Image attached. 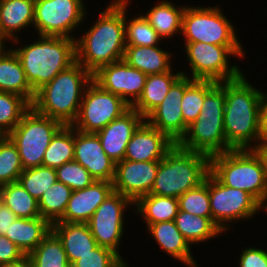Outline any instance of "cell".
I'll return each mask as SVG.
<instances>
[{"instance_id": "2e32d148", "label": "cell", "mask_w": 267, "mask_h": 267, "mask_svg": "<svg viewBox=\"0 0 267 267\" xmlns=\"http://www.w3.org/2000/svg\"><path fill=\"white\" fill-rule=\"evenodd\" d=\"M158 169L159 161L122 160L116 163L113 190L135 203L141 196L150 194Z\"/></svg>"}, {"instance_id": "b9f144b4", "label": "cell", "mask_w": 267, "mask_h": 267, "mask_svg": "<svg viewBox=\"0 0 267 267\" xmlns=\"http://www.w3.org/2000/svg\"><path fill=\"white\" fill-rule=\"evenodd\" d=\"M57 181L69 186L73 191L90 186L95 180L78 162L70 161L56 169Z\"/></svg>"}, {"instance_id": "cb8c5ba5", "label": "cell", "mask_w": 267, "mask_h": 267, "mask_svg": "<svg viewBox=\"0 0 267 267\" xmlns=\"http://www.w3.org/2000/svg\"><path fill=\"white\" fill-rule=\"evenodd\" d=\"M35 0H1L0 31L14 45L20 41L17 31L34 24ZM29 25V26H28ZM16 33V34H15ZM13 40V41H12Z\"/></svg>"}, {"instance_id": "9c48e42d", "label": "cell", "mask_w": 267, "mask_h": 267, "mask_svg": "<svg viewBox=\"0 0 267 267\" xmlns=\"http://www.w3.org/2000/svg\"><path fill=\"white\" fill-rule=\"evenodd\" d=\"M231 21L216 7H185L181 33L185 42L242 46Z\"/></svg>"}, {"instance_id": "ab89813d", "label": "cell", "mask_w": 267, "mask_h": 267, "mask_svg": "<svg viewBox=\"0 0 267 267\" xmlns=\"http://www.w3.org/2000/svg\"><path fill=\"white\" fill-rule=\"evenodd\" d=\"M18 182L32 197L39 200L42 194L57 182L56 169L43 165L25 169Z\"/></svg>"}, {"instance_id": "83f0119b", "label": "cell", "mask_w": 267, "mask_h": 267, "mask_svg": "<svg viewBox=\"0 0 267 267\" xmlns=\"http://www.w3.org/2000/svg\"><path fill=\"white\" fill-rule=\"evenodd\" d=\"M171 71L147 76L143 92L131 106L144 119L165 99L172 85L182 76L183 71Z\"/></svg>"}, {"instance_id": "4316f807", "label": "cell", "mask_w": 267, "mask_h": 267, "mask_svg": "<svg viewBox=\"0 0 267 267\" xmlns=\"http://www.w3.org/2000/svg\"><path fill=\"white\" fill-rule=\"evenodd\" d=\"M52 225L44 218H16L5 236L27 256L50 233Z\"/></svg>"}, {"instance_id": "d6986e66", "label": "cell", "mask_w": 267, "mask_h": 267, "mask_svg": "<svg viewBox=\"0 0 267 267\" xmlns=\"http://www.w3.org/2000/svg\"><path fill=\"white\" fill-rule=\"evenodd\" d=\"M145 119L132 107L96 132L102 148L115 163L124 160L127 144Z\"/></svg>"}, {"instance_id": "8fae6325", "label": "cell", "mask_w": 267, "mask_h": 267, "mask_svg": "<svg viewBox=\"0 0 267 267\" xmlns=\"http://www.w3.org/2000/svg\"><path fill=\"white\" fill-rule=\"evenodd\" d=\"M131 106L92 80L85 89L79 113L71 125L85 133H96L120 117Z\"/></svg>"}, {"instance_id": "7402d4cb", "label": "cell", "mask_w": 267, "mask_h": 267, "mask_svg": "<svg viewBox=\"0 0 267 267\" xmlns=\"http://www.w3.org/2000/svg\"><path fill=\"white\" fill-rule=\"evenodd\" d=\"M52 231L62 241L71 265L98 246L87 223L55 222Z\"/></svg>"}, {"instance_id": "7dc6e473", "label": "cell", "mask_w": 267, "mask_h": 267, "mask_svg": "<svg viewBox=\"0 0 267 267\" xmlns=\"http://www.w3.org/2000/svg\"><path fill=\"white\" fill-rule=\"evenodd\" d=\"M17 216L3 203L0 205V235L5 236Z\"/></svg>"}, {"instance_id": "4fadbf2b", "label": "cell", "mask_w": 267, "mask_h": 267, "mask_svg": "<svg viewBox=\"0 0 267 267\" xmlns=\"http://www.w3.org/2000/svg\"><path fill=\"white\" fill-rule=\"evenodd\" d=\"M86 14L83 0H35L33 27L41 36L76 39L71 32Z\"/></svg>"}, {"instance_id": "f35d334b", "label": "cell", "mask_w": 267, "mask_h": 267, "mask_svg": "<svg viewBox=\"0 0 267 267\" xmlns=\"http://www.w3.org/2000/svg\"><path fill=\"white\" fill-rule=\"evenodd\" d=\"M16 145L8 136L0 138V186L18 182L23 172Z\"/></svg>"}, {"instance_id": "681fc988", "label": "cell", "mask_w": 267, "mask_h": 267, "mask_svg": "<svg viewBox=\"0 0 267 267\" xmlns=\"http://www.w3.org/2000/svg\"><path fill=\"white\" fill-rule=\"evenodd\" d=\"M1 267H33L31 260L25 256L21 261Z\"/></svg>"}, {"instance_id": "4dcf8cb0", "label": "cell", "mask_w": 267, "mask_h": 267, "mask_svg": "<svg viewBox=\"0 0 267 267\" xmlns=\"http://www.w3.org/2000/svg\"><path fill=\"white\" fill-rule=\"evenodd\" d=\"M174 222L190 245L209 241L222 234L220 228L212 221V217L194 216L178 210Z\"/></svg>"}, {"instance_id": "7bdbcfd3", "label": "cell", "mask_w": 267, "mask_h": 267, "mask_svg": "<svg viewBox=\"0 0 267 267\" xmlns=\"http://www.w3.org/2000/svg\"><path fill=\"white\" fill-rule=\"evenodd\" d=\"M71 267H129L128 263L111 249L97 246L76 260Z\"/></svg>"}, {"instance_id": "d6a6232c", "label": "cell", "mask_w": 267, "mask_h": 267, "mask_svg": "<svg viewBox=\"0 0 267 267\" xmlns=\"http://www.w3.org/2000/svg\"><path fill=\"white\" fill-rule=\"evenodd\" d=\"M2 203L7 206L17 218L31 219L40 217L38 200L32 197L19 182L0 186Z\"/></svg>"}, {"instance_id": "60d3db41", "label": "cell", "mask_w": 267, "mask_h": 267, "mask_svg": "<svg viewBox=\"0 0 267 267\" xmlns=\"http://www.w3.org/2000/svg\"><path fill=\"white\" fill-rule=\"evenodd\" d=\"M179 210L199 215L212 217L209 196V174L199 186L192 188L178 197Z\"/></svg>"}, {"instance_id": "d590c367", "label": "cell", "mask_w": 267, "mask_h": 267, "mask_svg": "<svg viewBox=\"0 0 267 267\" xmlns=\"http://www.w3.org/2000/svg\"><path fill=\"white\" fill-rule=\"evenodd\" d=\"M72 189L57 181L45 191L38 200V208L42 218L51 225L58 222L65 213Z\"/></svg>"}, {"instance_id": "d4e9b609", "label": "cell", "mask_w": 267, "mask_h": 267, "mask_svg": "<svg viewBox=\"0 0 267 267\" xmlns=\"http://www.w3.org/2000/svg\"><path fill=\"white\" fill-rule=\"evenodd\" d=\"M0 91L22 96L30 104L35 98L36 92L26 78L21 61L10 48L0 54Z\"/></svg>"}, {"instance_id": "6da1fadb", "label": "cell", "mask_w": 267, "mask_h": 267, "mask_svg": "<svg viewBox=\"0 0 267 267\" xmlns=\"http://www.w3.org/2000/svg\"><path fill=\"white\" fill-rule=\"evenodd\" d=\"M125 47V0H112L93 26L75 39L76 61L93 75L123 60Z\"/></svg>"}, {"instance_id": "74e56055", "label": "cell", "mask_w": 267, "mask_h": 267, "mask_svg": "<svg viewBox=\"0 0 267 267\" xmlns=\"http://www.w3.org/2000/svg\"><path fill=\"white\" fill-rule=\"evenodd\" d=\"M30 107L24 97L0 91V135L7 136Z\"/></svg>"}, {"instance_id": "5b68a950", "label": "cell", "mask_w": 267, "mask_h": 267, "mask_svg": "<svg viewBox=\"0 0 267 267\" xmlns=\"http://www.w3.org/2000/svg\"><path fill=\"white\" fill-rule=\"evenodd\" d=\"M210 173V157L181 148L177 143L159 161L150 194L178 198L199 186Z\"/></svg>"}, {"instance_id": "ee69618b", "label": "cell", "mask_w": 267, "mask_h": 267, "mask_svg": "<svg viewBox=\"0 0 267 267\" xmlns=\"http://www.w3.org/2000/svg\"><path fill=\"white\" fill-rule=\"evenodd\" d=\"M26 255L6 236L0 235V267L21 261Z\"/></svg>"}, {"instance_id": "9a60e30c", "label": "cell", "mask_w": 267, "mask_h": 267, "mask_svg": "<svg viewBox=\"0 0 267 267\" xmlns=\"http://www.w3.org/2000/svg\"><path fill=\"white\" fill-rule=\"evenodd\" d=\"M147 76L124 60H120L101 67L93 74V80L132 106L142 94Z\"/></svg>"}, {"instance_id": "30bf717a", "label": "cell", "mask_w": 267, "mask_h": 267, "mask_svg": "<svg viewBox=\"0 0 267 267\" xmlns=\"http://www.w3.org/2000/svg\"><path fill=\"white\" fill-rule=\"evenodd\" d=\"M185 53L191 66V79L223 82L238 78L242 71L229 65L228 57L244 58L242 46H219L202 42H184Z\"/></svg>"}, {"instance_id": "ffe728a7", "label": "cell", "mask_w": 267, "mask_h": 267, "mask_svg": "<svg viewBox=\"0 0 267 267\" xmlns=\"http://www.w3.org/2000/svg\"><path fill=\"white\" fill-rule=\"evenodd\" d=\"M175 144L165 133L144 121L127 144L124 160L160 161Z\"/></svg>"}, {"instance_id": "44dd1931", "label": "cell", "mask_w": 267, "mask_h": 267, "mask_svg": "<svg viewBox=\"0 0 267 267\" xmlns=\"http://www.w3.org/2000/svg\"><path fill=\"white\" fill-rule=\"evenodd\" d=\"M113 191V182L108 181H94L84 189L72 191L65 213L58 222L87 223Z\"/></svg>"}, {"instance_id": "836d02e7", "label": "cell", "mask_w": 267, "mask_h": 267, "mask_svg": "<svg viewBox=\"0 0 267 267\" xmlns=\"http://www.w3.org/2000/svg\"><path fill=\"white\" fill-rule=\"evenodd\" d=\"M27 257L33 267H71L62 241L52 230Z\"/></svg>"}, {"instance_id": "277c9868", "label": "cell", "mask_w": 267, "mask_h": 267, "mask_svg": "<svg viewBox=\"0 0 267 267\" xmlns=\"http://www.w3.org/2000/svg\"><path fill=\"white\" fill-rule=\"evenodd\" d=\"M38 37L35 42L13 48L35 92L76 61L75 39Z\"/></svg>"}, {"instance_id": "e575fe53", "label": "cell", "mask_w": 267, "mask_h": 267, "mask_svg": "<svg viewBox=\"0 0 267 267\" xmlns=\"http://www.w3.org/2000/svg\"><path fill=\"white\" fill-rule=\"evenodd\" d=\"M75 129L63 126L52 138L42 160V165L53 169L73 161Z\"/></svg>"}, {"instance_id": "f6af8a7d", "label": "cell", "mask_w": 267, "mask_h": 267, "mask_svg": "<svg viewBox=\"0 0 267 267\" xmlns=\"http://www.w3.org/2000/svg\"><path fill=\"white\" fill-rule=\"evenodd\" d=\"M239 267H267V251L248 247L241 251Z\"/></svg>"}, {"instance_id": "3957f363", "label": "cell", "mask_w": 267, "mask_h": 267, "mask_svg": "<svg viewBox=\"0 0 267 267\" xmlns=\"http://www.w3.org/2000/svg\"><path fill=\"white\" fill-rule=\"evenodd\" d=\"M93 75L75 61L35 93L31 106L40 114L71 126L77 119L80 104Z\"/></svg>"}, {"instance_id": "5bb4252c", "label": "cell", "mask_w": 267, "mask_h": 267, "mask_svg": "<svg viewBox=\"0 0 267 267\" xmlns=\"http://www.w3.org/2000/svg\"><path fill=\"white\" fill-rule=\"evenodd\" d=\"M133 202L120 193L112 192L87 222L97 245L111 249L120 257L119 245L124 232V212Z\"/></svg>"}, {"instance_id": "f1b7e54d", "label": "cell", "mask_w": 267, "mask_h": 267, "mask_svg": "<svg viewBox=\"0 0 267 267\" xmlns=\"http://www.w3.org/2000/svg\"><path fill=\"white\" fill-rule=\"evenodd\" d=\"M172 3L161 0L144 15L162 39H170L181 32L182 15L186 6L179 7Z\"/></svg>"}, {"instance_id": "8992f818", "label": "cell", "mask_w": 267, "mask_h": 267, "mask_svg": "<svg viewBox=\"0 0 267 267\" xmlns=\"http://www.w3.org/2000/svg\"><path fill=\"white\" fill-rule=\"evenodd\" d=\"M225 81L218 82L204 97L195 121L188 125L186 134L177 143L181 148L212 157L227 151L223 127Z\"/></svg>"}, {"instance_id": "7c38bea8", "label": "cell", "mask_w": 267, "mask_h": 267, "mask_svg": "<svg viewBox=\"0 0 267 267\" xmlns=\"http://www.w3.org/2000/svg\"><path fill=\"white\" fill-rule=\"evenodd\" d=\"M209 196L212 221L222 232L229 230V222L251 219L259 210H265L251 194L223 185L211 172L209 173Z\"/></svg>"}, {"instance_id": "7a4b0ae2", "label": "cell", "mask_w": 267, "mask_h": 267, "mask_svg": "<svg viewBox=\"0 0 267 267\" xmlns=\"http://www.w3.org/2000/svg\"><path fill=\"white\" fill-rule=\"evenodd\" d=\"M264 94L255 88L243 73L236 79L225 81L223 127L227 151L252 149L258 145Z\"/></svg>"}, {"instance_id": "e0dca14e", "label": "cell", "mask_w": 267, "mask_h": 267, "mask_svg": "<svg viewBox=\"0 0 267 267\" xmlns=\"http://www.w3.org/2000/svg\"><path fill=\"white\" fill-rule=\"evenodd\" d=\"M183 95L184 76L182 75L172 85L165 99L145 118L149 125L165 133L175 143L181 140L188 129L181 109Z\"/></svg>"}, {"instance_id": "603a6c76", "label": "cell", "mask_w": 267, "mask_h": 267, "mask_svg": "<svg viewBox=\"0 0 267 267\" xmlns=\"http://www.w3.org/2000/svg\"><path fill=\"white\" fill-rule=\"evenodd\" d=\"M146 226L155 242L165 253L179 260L185 266L197 267V262L191 255V245L176 227L174 220L147 224Z\"/></svg>"}, {"instance_id": "f907efd6", "label": "cell", "mask_w": 267, "mask_h": 267, "mask_svg": "<svg viewBox=\"0 0 267 267\" xmlns=\"http://www.w3.org/2000/svg\"><path fill=\"white\" fill-rule=\"evenodd\" d=\"M7 38L2 34V32L0 31V54H2L3 52H5L7 49L5 48V43L7 42ZM6 41V42H5Z\"/></svg>"}, {"instance_id": "ac0fdd59", "label": "cell", "mask_w": 267, "mask_h": 267, "mask_svg": "<svg viewBox=\"0 0 267 267\" xmlns=\"http://www.w3.org/2000/svg\"><path fill=\"white\" fill-rule=\"evenodd\" d=\"M73 160L81 164L95 181L113 182L116 163L104 152L96 133L75 129Z\"/></svg>"}, {"instance_id": "c3c4849f", "label": "cell", "mask_w": 267, "mask_h": 267, "mask_svg": "<svg viewBox=\"0 0 267 267\" xmlns=\"http://www.w3.org/2000/svg\"><path fill=\"white\" fill-rule=\"evenodd\" d=\"M252 149L257 153V155L260 157L262 161L267 181V144H258L256 147H253Z\"/></svg>"}, {"instance_id": "bcb514c9", "label": "cell", "mask_w": 267, "mask_h": 267, "mask_svg": "<svg viewBox=\"0 0 267 267\" xmlns=\"http://www.w3.org/2000/svg\"><path fill=\"white\" fill-rule=\"evenodd\" d=\"M258 144H267V93L262 97Z\"/></svg>"}, {"instance_id": "484cf974", "label": "cell", "mask_w": 267, "mask_h": 267, "mask_svg": "<svg viewBox=\"0 0 267 267\" xmlns=\"http://www.w3.org/2000/svg\"><path fill=\"white\" fill-rule=\"evenodd\" d=\"M172 54L155 46H126L123 60L146 75L171 71ZM171 66V67H170Z\"/></svg>"}, {"instance_id": "8d00e7d4", "label": "cell", "mask_w": 267, "mask_h": 267, "mask_svg": "<svg viewBox=\"0 0 267 267\" xmlns=\"http://www.w3.org/2000/svg\"><path fill=\"white\" fill-rule=\"evenodd\" d=\"M130 0H125V42L126 46H155L162 38L149 24L143 14L127 17V7ZM128 4V5H127ZM127 18V19H126ZM130 20V21H129Z\"/></svg>"}, {"instance_id": "1f68e13d", "label": "cell", "mask_w": 267, "mask_h": 267, "mask_svg": "<svg viewBox=\"0 0 267 267\" xmlns=\"http://www.w3.org/2000/svg\"><path fill=\"white\" fill-rule=\"evenodd\" d=\"M184 95L181 102L184 123L188 126L197 119L201 111L205 95L218 83L212 80L191 79L185 71Z\"/></svg>"}, {"instance_id": "f546056e", "label": "cell", "mask_w": 267, "mask_h": 267, "mask_svg": "<svg viewBox=\"0 0 267 267\" xmlns=\"http://www.w3.org/2000/svg\"><path fill=\"white\" fill-rule=\"evenodd\" d=\"M134 205L146 224L173 221L179 210L178 198L155 194L141 196Z\"/></svg>"}, {"instance_id": "52a82bcc", "label": "cell", "mask_w": 267, "mask_h": 267, "mask_svg": "<svg viewBox=\"0 0 267 267\" xmlns=\"http://www.w3.org/2000/svg\"><path fill=\"white\" fill-rule=\"evenodd\" d=\"M210 172L225 186L251 194L267 210V181L253 149H232L210 157Z\"/></svg>"}, {"instance_id": "ba28073f", "label": "cell", "mask_w": 267, "mask_h": 267, "mask_svg": "<svg viewBox=\"0 0 267 267\" xmlns=\"http://www.w3.org/2000/svg\"><path fill=\"white\" fill-rule=\"evenodd\" d=\"M63 126L32 106L24 113L20 123L7 135L18 149L24 170L42 165L52 138Z\"/></svg>"}]
</instances>
